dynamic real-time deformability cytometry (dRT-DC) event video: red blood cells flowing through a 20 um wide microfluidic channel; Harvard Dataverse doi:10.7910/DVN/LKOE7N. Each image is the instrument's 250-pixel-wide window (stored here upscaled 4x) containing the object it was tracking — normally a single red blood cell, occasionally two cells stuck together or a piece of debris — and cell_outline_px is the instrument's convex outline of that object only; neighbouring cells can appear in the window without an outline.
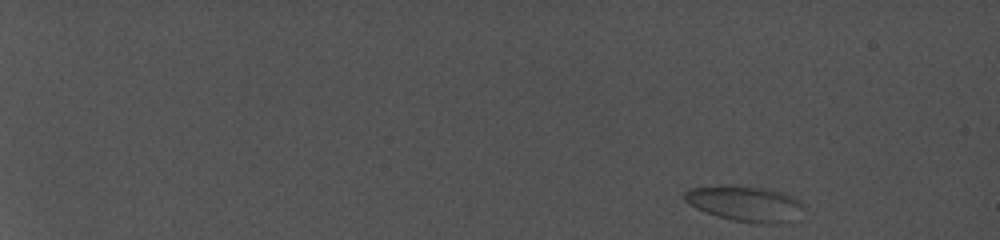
{"species": "common noctule bat (a hibernating species)", "species_latin": "Nyctalus noctula", "temperature_condition": "cold", "stored_images_in_passage": 48, "camera_frame_rate_fps": 5000, "um_per_image_px": 0.085, "animal": {"sex": "female", "body_mass_g": 19.0, "forearm_length_mm": 56.7}, "frame": {"image": 1, "passage_image": 1, "time_ms": 0.0, "image_size_px": [1000, 240], "cell_outline_px": [[804, 208], [788, 220], [780, 224], [756, 224], [732, 220], [716, 216], [704, 212], [688, 204], [684, 200], [684, 192], [688, 188], [720, 184], [728, 184], [768, 188], [792, 196], [800, 200], [804, 204]], "centroid_in_image_um": [63.26, 17.28], "position_along_channel_um": 21.7, "area_um2": 25.09}}
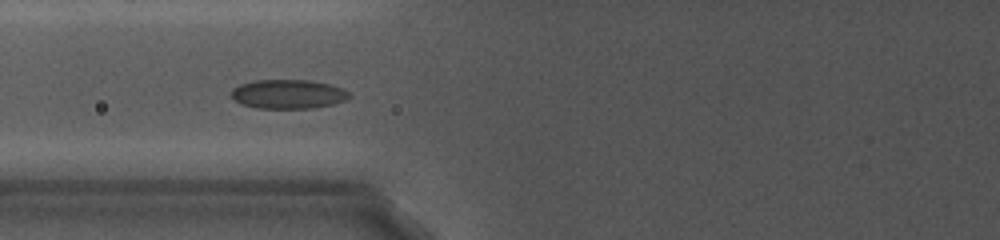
{"frame": {"image": 2, "passage_image": 24, "time_ms": 8.2, "image_size_px": [1000, 240], "cell_outline_px": [[352, 96], [348, 100], [332, 104], [312, 108], [256, 108], [240, 104], [228, 96], [232, 88], [240, 84], [256, 80], [308, 80], [328, 84], [344, 88]], "centroid_in_image_um": [24.46, 8.0], "position_along_channel_um": 101.3, "area_um2": 20.29}}
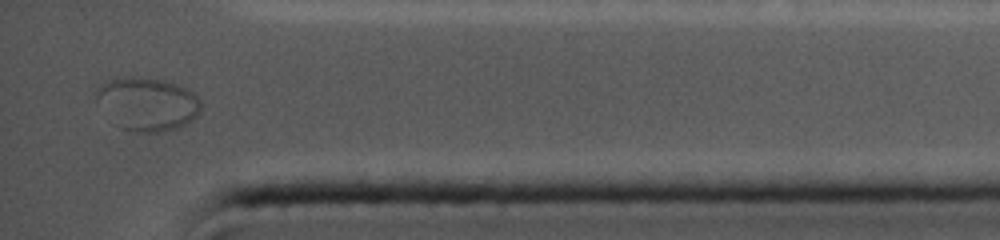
{"frame": {"image": 3, "passage_image": 47, "time_ms": 17.2, "image_size_px": [1000, 240], "cell_outline_px": [[200, 112], [192, 120], [176, 128], [156, 132], [140, 132], [124, 128], [96, 100], [96, 88], [100, 84], [108, 80], [124, 76], [140, 76], [164, 80], [180, 84], [192, 92], [200, 100]], "centroid_in_image_um": [12.56, 8.77], "position_along_channel_um": 422.6, "area_um2": 31.96}}